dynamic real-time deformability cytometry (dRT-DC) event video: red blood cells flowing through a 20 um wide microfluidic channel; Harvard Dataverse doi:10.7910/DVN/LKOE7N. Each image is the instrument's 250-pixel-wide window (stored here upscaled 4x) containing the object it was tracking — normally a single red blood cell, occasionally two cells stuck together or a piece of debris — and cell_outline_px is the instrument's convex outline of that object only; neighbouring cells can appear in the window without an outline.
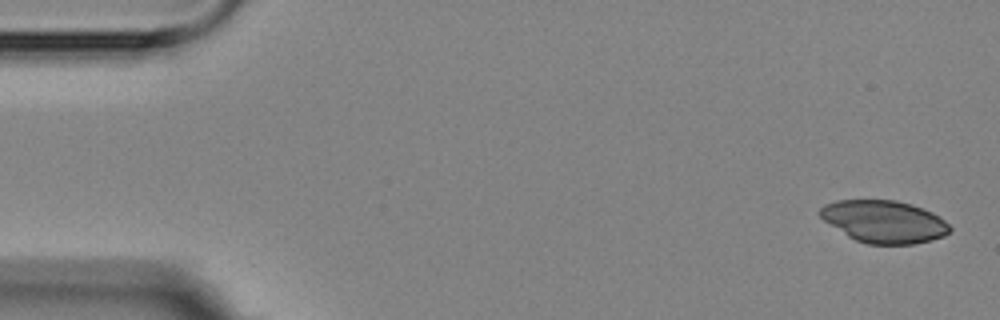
{"species": "Egyptian fruit bat (a non-hibernating species)", "species_latin": "Rousettus aegyptiacus", "temperature_condition": "room temperature", "stored_images_in_passage": 4, "camera_frame_rate_fps": 3000, "um_per_image_px": 0.085, "animal": {"sex": "female"}, "frame": {"image": 1, "passage_image": 1, "time_ms": 0.0, "image_size_px": [1000, 320], "cell_outline_px": [[952, 232], [944, 236], [932, 240], [912, 244], [868, 244], [856, 240], [848, 236], [824, 220], [820, 216], [820, 208], [824, 204], [836, 200], [896, 200], [932, 212], [940, 216], [952, 228]], "centroid_in_image_um": [75.17, 18.84], "position_along_channel_um": 9.8, "area_um2": 31.91}}